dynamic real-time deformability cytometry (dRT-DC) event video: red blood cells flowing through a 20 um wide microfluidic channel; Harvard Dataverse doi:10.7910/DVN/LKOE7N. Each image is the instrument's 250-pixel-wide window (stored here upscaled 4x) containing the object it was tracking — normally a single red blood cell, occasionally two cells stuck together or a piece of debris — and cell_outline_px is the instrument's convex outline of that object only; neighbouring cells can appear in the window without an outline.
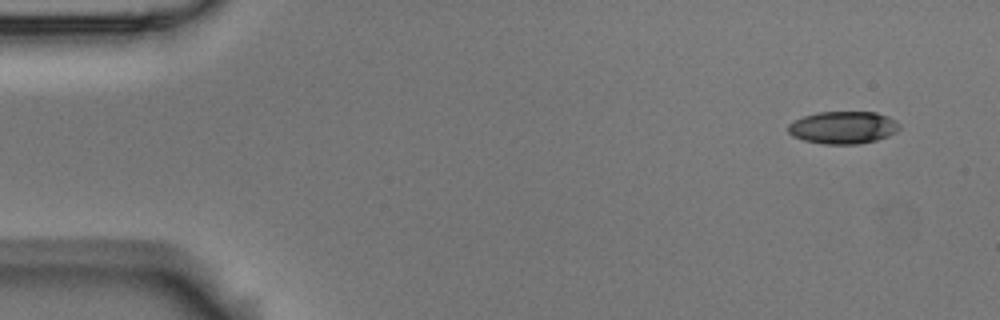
{"species": "Egyptian fruit bat (a non-hibernating species)", "species_latin": "Rousettus aegyptiacus", "temperature_condition": "room temperature", "stored_images_in_passage": 5, "camera_frame_rate_fps": 3000, "um_per_image_px": 0.085, "animal": {"sex": "male"}, "frame": {"image": 1, "passage_image": 1, "time_ms": 0.0, "image_size_px": [1000, 320], "cell_outline_px": [[900, 128], [896, 132], [888, 136], [876, 140], [856, 144], [824, 144], [804, 140], [792, 136], [788, 132], [788, 124], [804, 116], [816, 112], [876, 112], [888, 116], [896, 120], [900, 124]], "centroid_in_image_um": [71.68, 10.83], "position_along_channel_um": 13.3, "area_um2": 21.1}}
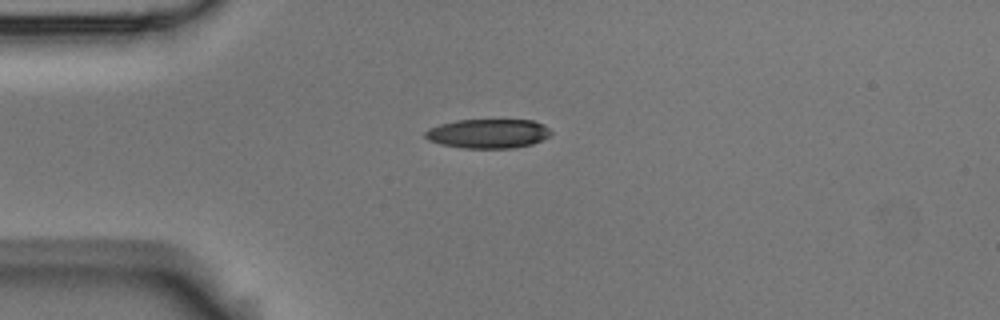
{"frame": {"image": 2, "passage_image": 3, "time_ms": 0.667, "image_size_px": [1000, 320], "cell_outline_px": [[552, 132], [548, 136], [532, 144], [516, 148], [460, 148], [440, 144], [428, 140], [424, 136], [424, 132], [428, 128], [440, 124], [456, 120], [532, 120], [544, 124]], "centroid_in_image_um": [41.46, 11.36], "position_along_channel_um": 43.5, "area_um2": 21.56}}
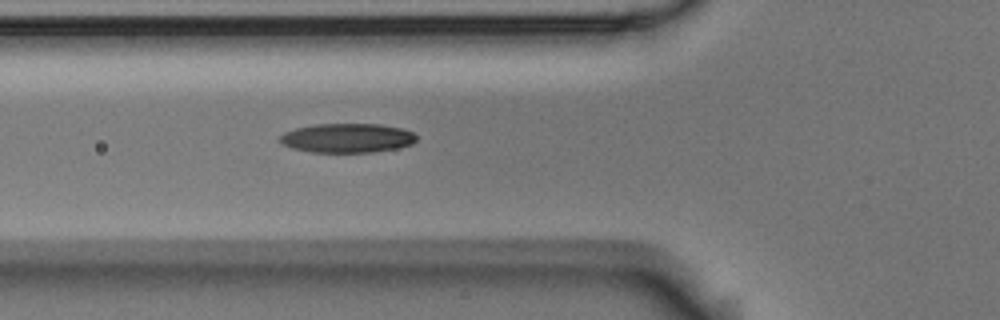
{"frame": {"image": 3, "passage_image": 5, "time_ms": 1.333, "image_size_px": [1000, 320], "cell_outline_px": [[416, 140], [412, 144], [396, 148], [372, 152], [312, 152], [292, 148], [276, 140], [284, 132], [296, 128], [312, 124], [380, 124], [404, 128], [412, 132], [416, 136]], "centroid_in_image_um": [29.5, 11.72], "position_along_channel_um": 96.3, "area_um2": 23.35}}